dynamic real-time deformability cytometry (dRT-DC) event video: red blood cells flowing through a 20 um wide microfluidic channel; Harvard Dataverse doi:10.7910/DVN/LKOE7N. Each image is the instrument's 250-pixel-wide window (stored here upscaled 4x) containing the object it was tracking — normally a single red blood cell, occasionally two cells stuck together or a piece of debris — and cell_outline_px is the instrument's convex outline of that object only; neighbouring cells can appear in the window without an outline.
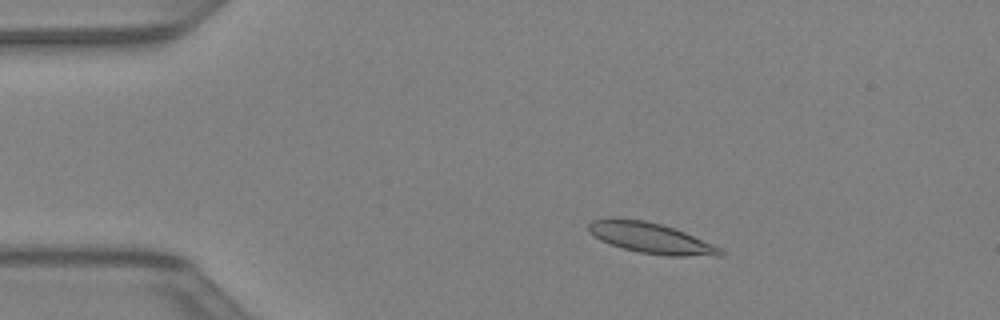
{"species": "Egyptian fruit bat (a non-hibernating species)", "species_latin": "Rousettus aegyptiacus", "temperature_condition": "warm", "stored_images_in_passage": 43, "camera_frame_rate_fps": 3000, "um_per_image_px": 0.085, "animal": {"sex": "female"}, "frame": {"image": 1, "passage_image": 8, "time_ms": 2.333, "image_size_px": [1000, 320], "cell_outline_px": [[724, 256], [668, 256], [640, 252], [608, 244], [600, 240], [588, 232], [588, 224], [592, 220], [644, 220], [660, 224], [684, 232], [712, 244], [720, 248], [724, 252]], "centroid_in_image_um": [55.35, 20.27], "position_along_channel_um": 29.6, "area_um2": 22.89}}
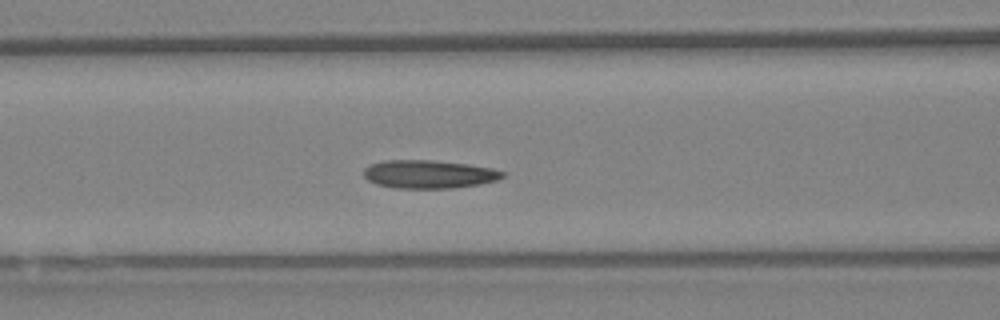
{"frame": {"image": 2, "passage_image": 18, "time_ms": 5.667, "image_size_px": [1000, 320], "cell_outline_px": [[504, 176], [496, 180], [480, 184], [452, 188], [396, 188], [376, 184], [368, 180], [364, 176], [364, 168], [368, 164], [388, 160], [432, 160], [464, 164], [492, 168], [504, 172]], "centroid_in_image_um": [36.42, 14.81], "position_along_channel_um": 130.2, "area_um2": 22.72}}
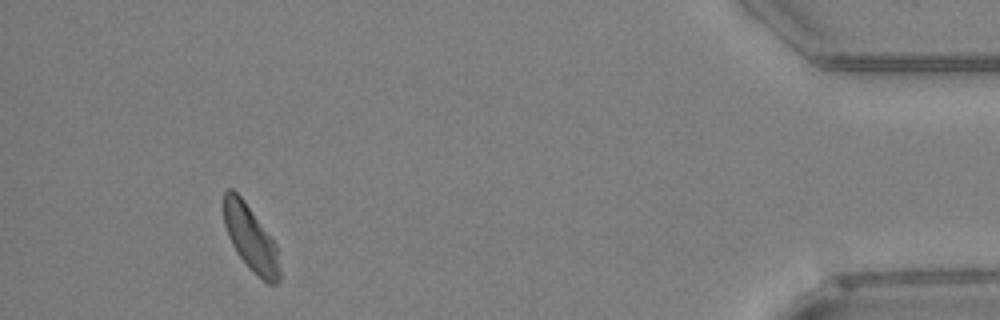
{"frame": {"image": 3, "passage_image": 40, "time_ms": 13.0, "image_size_px": [1000, 320], "cell_outline_px": [[280, 280], [276, 284], [268, 284], [252, 272], [248, 268], [236, 252], [228, 236], [224, 224], [224, 192], [228, 188], [232, 188], [244, 200], [276, 244], [280, 272]], "centroid_in_image_um": [21.3, 20.28], "position_along_channel_um": 413.9, "area_um2": 21.27}}